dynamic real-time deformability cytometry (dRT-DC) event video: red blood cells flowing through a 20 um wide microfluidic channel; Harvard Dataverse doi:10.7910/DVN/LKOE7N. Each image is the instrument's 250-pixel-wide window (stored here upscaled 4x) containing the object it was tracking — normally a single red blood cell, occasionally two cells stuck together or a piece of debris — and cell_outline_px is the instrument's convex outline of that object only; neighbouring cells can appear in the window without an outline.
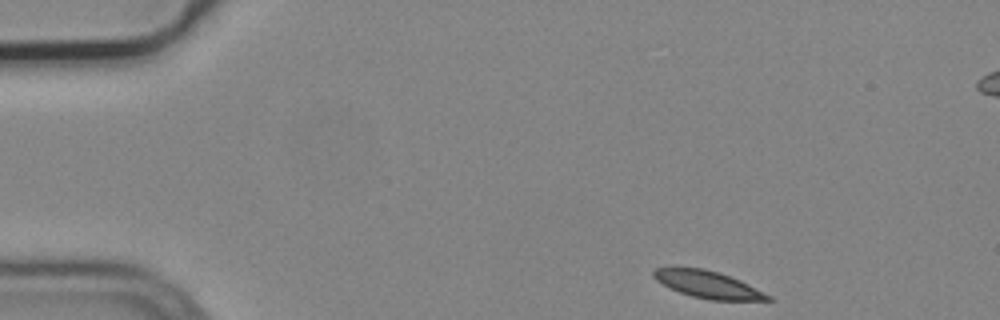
{"species": "common noctule bat (a hibernating species)", "species_latin": "Nyctalus noctula", "temperature_condition": "cold", "stored_images_in_passage": 4, "camera_frame_rate_fps": 3000, "um_per_image_px": 0.085, "animal": {"sex": "male", "body_mass_g": 19.2, "forearm_length_mm": 51.8}, "frame": {"image": 1, "passage_image": 1, "time_ms": 0.0, "image_size_px": [1000, 320], "cell_outline_px": [[772, 300], [708, 300], [692, 296], [668, 288], [656, 280], [652, 276], [652, 272], [656, 268], [704, 268], [720, 272], [740, 280], [772, 296]], "centroid_in_image_um": [60.16, 24.18], "position_along_channel_um": 24.8, "area_um2": 18.03}}